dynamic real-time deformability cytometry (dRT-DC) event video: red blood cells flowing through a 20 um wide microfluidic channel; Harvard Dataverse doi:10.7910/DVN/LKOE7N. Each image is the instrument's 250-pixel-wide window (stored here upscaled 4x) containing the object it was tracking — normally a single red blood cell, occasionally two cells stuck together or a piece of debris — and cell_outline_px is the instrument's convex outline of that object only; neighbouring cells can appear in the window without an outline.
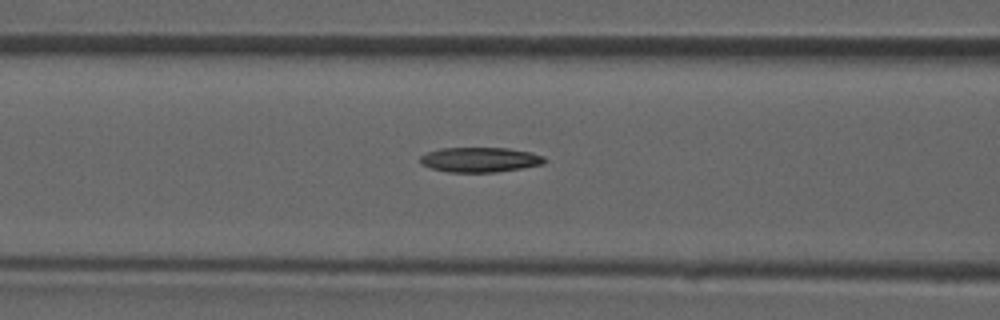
{"species": "common noctule bat (a hibernating species)", "species_latin": "Nyctalus noctula", "temperature_condition": "room temperature", "stored_images_in_passage": 44, "camera_frame_rate_fps": 3000, "um_per_image_px": 0.085, "animal": {"sex": "male", "forearm_length_mm": 52.5}, "frame": {"image": 1, "passage_image": 19, "time_ms": 6.0, "image_size_px": [1000, 320], "cell_outline_px": [[544, 164], [524, 168], [496, 172], [448, 172], [432, 168], [420, 164], [420, 156], [428, 152], [440, 148], [508, 148], [532, 152], [544, 156]], "centroid_in_image_um": [40.81, 13.57], "position_along_channel_um": 125.8, "area_um2": 18.09}}